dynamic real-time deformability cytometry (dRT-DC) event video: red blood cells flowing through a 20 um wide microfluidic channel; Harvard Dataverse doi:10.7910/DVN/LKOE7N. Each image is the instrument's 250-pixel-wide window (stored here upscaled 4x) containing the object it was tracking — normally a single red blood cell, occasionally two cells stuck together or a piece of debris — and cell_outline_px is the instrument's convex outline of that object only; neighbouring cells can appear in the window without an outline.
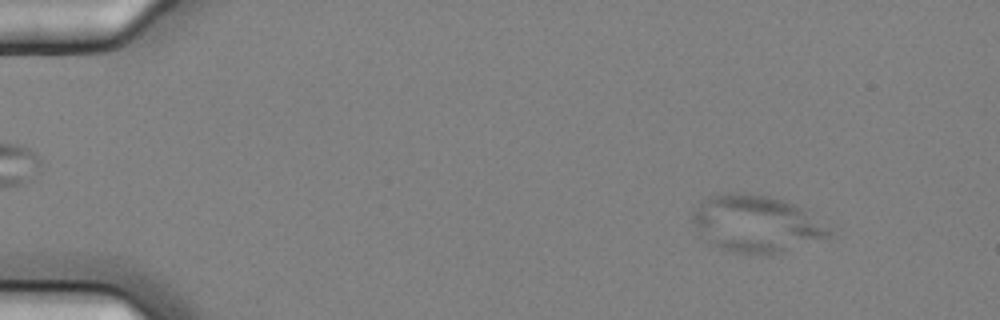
{"species": "common noctule bat (a hibernating species)", "species_latin": "Nyctalus noctula", "temperature_condition": "cold", "stored_images_in_passage": 4, "camera_frame_rate_fps": 3000, "um_per_image_px": 0.085, "animal": {"sex": "female", "body_mass_g": 25.1}, "frame": {"image": 1, "passage_image": 1, "time_ms": 0.0, "image_size_px": [1000, 320], "cell_outline_px": [[828, 236], [768, 256], [732, 252], [708, 244], [696, 236], [692, 224], [692, 208], [700, 200], [708, 196], [728, 192], [744, 192], [768, 196], [784, 200], [796, 204], [828, 228]], "centroid_in_image_um": [64.09, 19.01], "position_along_channel_um": 20.9, "area_um2": 45.72}}
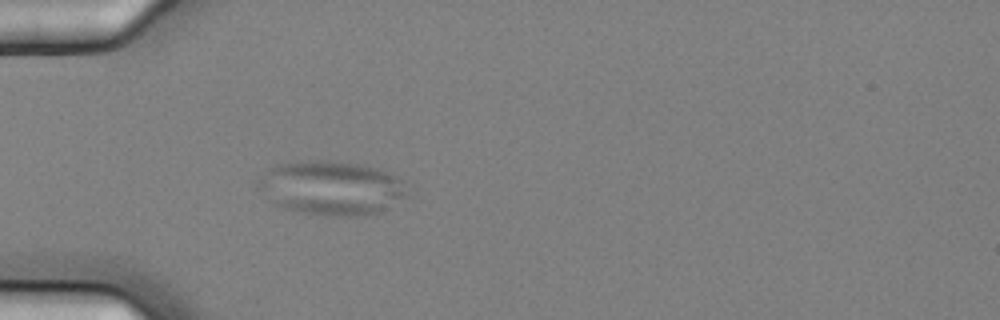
{"frame": {"image": 2, "passage_image": 4, "time_ms": 1.0, "image_size_px": [1000, 320], "cell_outline_px": [[404, 196], [384, 208], [376, 212], [364, 216], [332, 216], [300, 212], [284, 208], [272, 204], [256, 184], [256, 180], [268, 168], [276, 164], [300, 160], [336, 160], [360, 164], [396, 176], [400, 180], [404, 192]], "centroid_in_image_um": [28.02, 15.95], "position_along_channel_um": 57.0, "area_um2": 46.64}}